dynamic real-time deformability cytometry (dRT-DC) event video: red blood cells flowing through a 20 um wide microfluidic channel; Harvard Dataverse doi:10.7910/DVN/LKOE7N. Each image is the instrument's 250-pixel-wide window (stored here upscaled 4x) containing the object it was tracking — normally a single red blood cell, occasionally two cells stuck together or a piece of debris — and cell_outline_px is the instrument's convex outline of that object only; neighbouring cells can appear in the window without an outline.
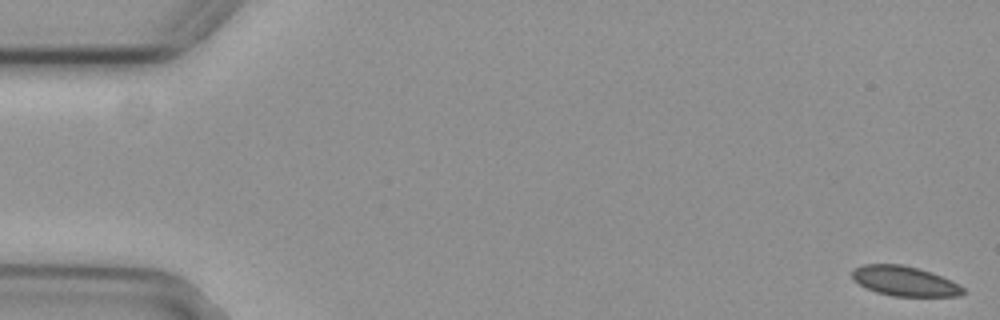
{"species": "common noctule bat (a hibernating species)", "species_latin": "Nyctalus noctula", "temperature_condition": "cold", "stored_images_in_passage": 55, "camera_frame_rate_fps": 3000, "um_per_image_px": 0.085, "animal": {"sex": "female", "body_mass_g": 29.2, "forearm_length_mm": 56.3}, "frame": {"image": 1, "passage_image": 1, "time_ms": 0.0, "image_size_px": [1000, 320], "cell_outline_px": [[964, 292], [960, 296], [892, 296], [876, 292], [860, 284], [852, 276], [852, 268], [864, 264], [900, 264], [932, 272], [952, 280], [960, 284], [964, 288]], "centroid_in_image_um": [76.92, 23.89], "position_along_channel_um": 8.1, "area_um2": 19.25}}
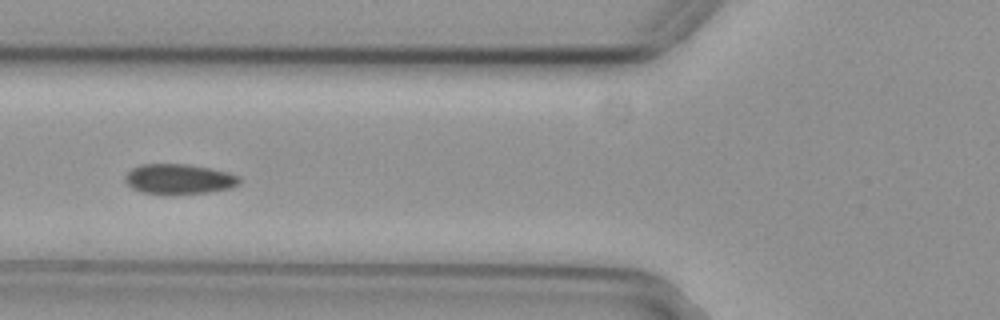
{"frame": {"image": 2, "passage_image": 21, "time_ms": 6.667, "image_size_px": [1000, 320], "cell_outline_px": [[240, 184], [232, 188], [208, 192], [144, 192], [132, 188], [124, 180], [124, 176], [132, 168], [140, 164], [184, 164], [208, 168], [228, 172], [240, 176]], "centroid_in_image_um": [15.24, 15.19], "position_along_channel_um": 110.6, "area_um2": 19.48}}
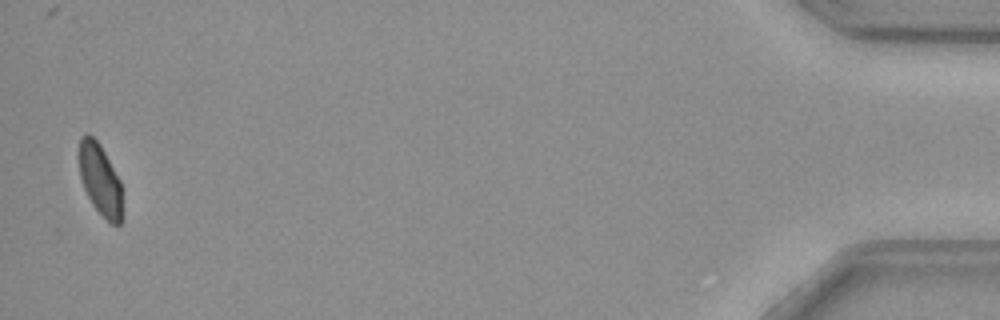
{"frame": {"image": 3, "passage_image": 54, "time_ms": 17.667, "image_size_px": [1000, 320], "cell_outline_px": [[124, 220], [120, 224], [112, 224], [92, 204], [84, 188], [80, 176], [80, 136], [88, 132], [100, 144], [120, 180], [124, 216]], "centroid_in_image_um": [8.55, 15.3], "position_along_channel_um": 426.6, "area_um2": 18.03}, "authors_computed_cell_mechanics": {"area_um2": 19.8832, "velocity_mm_per_s": 3.7468, "shape_relaxation_time_tau1_ms": 7.5097, "shape_relaxation_time_tau2_ms": null, "deformation_change_tau1": 0.113, "deformation_change_tau2": null}}